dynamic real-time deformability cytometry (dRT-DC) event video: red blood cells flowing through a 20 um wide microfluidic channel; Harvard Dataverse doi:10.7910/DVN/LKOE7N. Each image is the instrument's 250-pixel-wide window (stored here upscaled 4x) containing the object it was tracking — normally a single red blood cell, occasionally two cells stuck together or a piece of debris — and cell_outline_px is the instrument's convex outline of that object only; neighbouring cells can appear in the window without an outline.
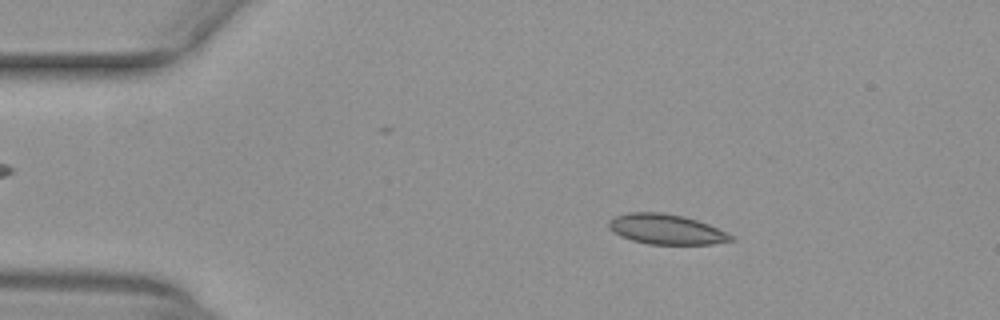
{"species": "common noctule bat (a hibernating species)", "species_latin": "Nyctalus noctula", "temperature_condition": "warm", "stored_images_in_passage": 52, "camera_frame_rate_fps": 3000, "um_per_image_px": 0.085, "animal": {"sex": "female", "body_mass_g": 29.2, "forearm_length_mm": 56.3}, "frame": {"image": 1, "passage_image": 9, "time_ms": 2.667, "image_size_px": [1000, 320], "cell_outline_px": [[736, 240], [712, 244], [648, 244], [632, 240], [620, 236], [612, 232], [608, 228], [608, 220], [616, 216], [628, 212], [664, 212], [684, 216], [708, 224], [728, 232], [736, 236]], "centroid_in_image_um": [56.64, 19.48], "position_along_channel_um": 28.4, "area_um2": 21.73}}
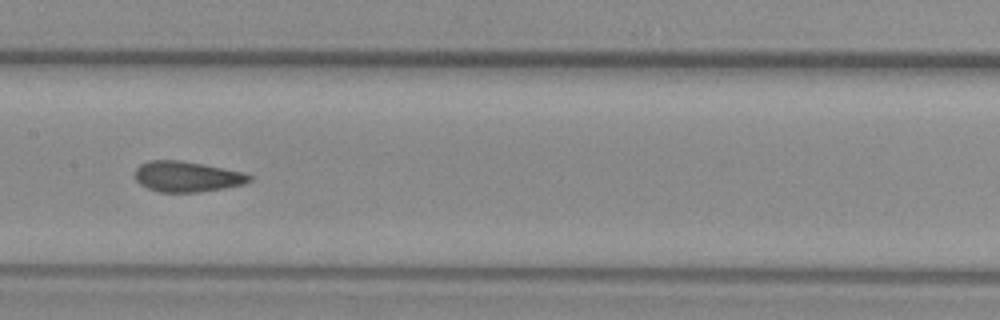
{"frame": {"image": 2, "passage_image": 26, "time_ms": 8.333, "image_size_px": [1000, 320], "cell_outline_px": [[252, 180], [244, 184], [224, 188], [200, 192], [160, 192], [148, 188], [140, 184], [132, 176], [136, 168], [140, 164], [148, 160], [180, 160], [204, 164], [244, 172], [252, 176]], "centroid_in_image_um": [15.87, 15.0], "position_along_channel_um": 191.5, "area_um2": 20.63}}
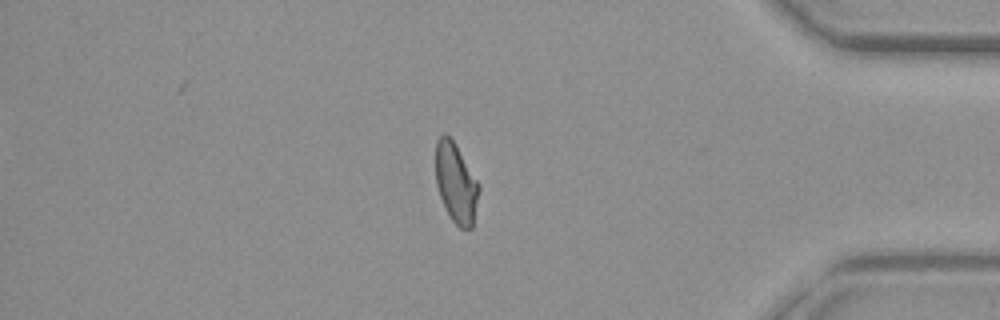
{"frame": {"image": 3, "passage_image": 44, "time_ms": 14.333, "image_size_px": [1000, 320], "cell_outline_px": [[480, 188], [472, 228], [460, 228], [452, 220], [440, 196], [436, 184], [436, 140], [444, 132], [456, 144], [480, 184]], "centroid_in_image_um": [38.77, 15.53], "position_along_channel_um": 396.4, "area_um2": 20.0}, "authors_computed_cell_mechanics": {"area_um2": 21.097, "velocity_mm_per_s": 3.9779, "shape_relaxation_time_tau1_ms": null, "shape_relaxation_time_tau2_ms": 1.388, "deformation_change_tau1": null, "deformation_change_tau2": 0.0618}}